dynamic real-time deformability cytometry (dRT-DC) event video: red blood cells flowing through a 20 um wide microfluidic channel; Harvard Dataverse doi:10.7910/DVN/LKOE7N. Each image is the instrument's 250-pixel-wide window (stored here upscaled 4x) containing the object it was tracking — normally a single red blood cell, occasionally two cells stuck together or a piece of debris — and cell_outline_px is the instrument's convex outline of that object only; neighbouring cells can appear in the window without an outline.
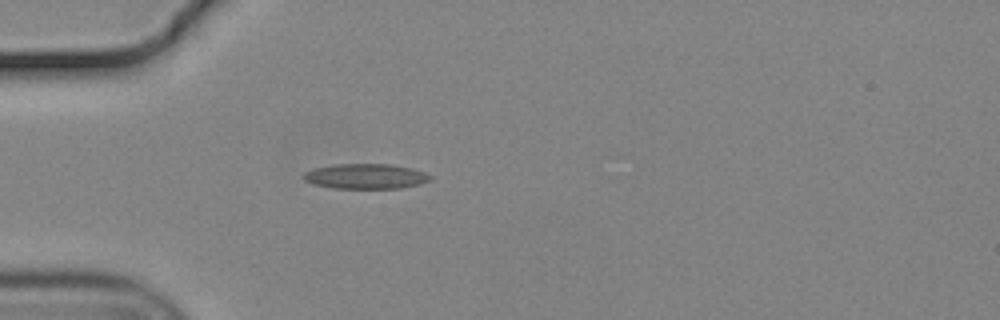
{"species": "common noctule bat (a hibernating species)", "species_latin": "Nyctalus noctula", "temperature_condition": "cold", "stored_images_in_passage": 36, "camera_frame_rate_fps": 3000, "um_per_image_px": 0.085, "animal": {"sex": "male", "body_mass_g": 19.2, "forearm_length_mm": 51.8}, "frame": {"image": 1, "passage_image": 1, "time_ms": 0.0, "image_size_px": [1000, 320], "cell_outline_px": [[432, 180], [420, 184], [400, 188], [332, 188], [312, 184], [304, 180], [304, 172], [316, 168], [336, 164], [392, 164], [412, 168], [424, 172], [432, 176]], "centroid_in_image_um": [31.11, 14.99], "position_along_channel_um": 53.9, "area_um2": 18.55}}
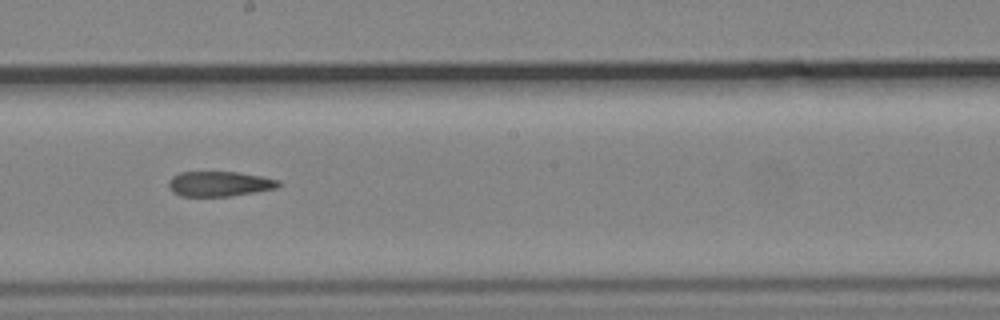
{"frame": {"image": 2, "passage_image": 16, "time_ms": 5.0, "image_size_px": [1000, 320], "cell_outline_px": [[284, 184], [276, 188], [228, 196], [180, 196], [172, 192], [168, 188], [168, 180], [172, 176], [180, 172], [236, 172], [260, 176], [280, 180]], "centroid_in_image_um": [18.62, 15.62], "position_along_channel_um": 229.6, "area_um2": 16.07}}
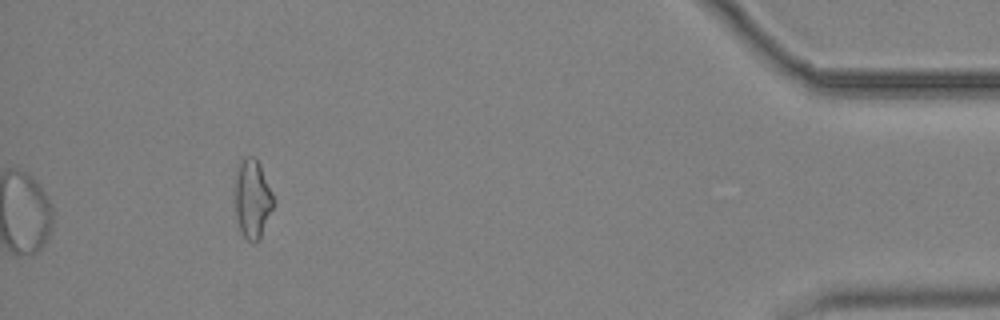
{"frame": {"image": 3, "passage_image": 36, "time_ms": 11.667, "image_size_px": [1000, 320], "cell_outline_px": [[276, 204], [260, 240], [256, 244], [252, 244], [240, 232], [232, 200], [232, 188], [236, 172], [244, 156], [252, 156], [260, 164], [276, 200]], "centroid_in_image_um": [21.44, 16.95], "position_along_channel_um": 413.8, "area_um2": 18.84}}